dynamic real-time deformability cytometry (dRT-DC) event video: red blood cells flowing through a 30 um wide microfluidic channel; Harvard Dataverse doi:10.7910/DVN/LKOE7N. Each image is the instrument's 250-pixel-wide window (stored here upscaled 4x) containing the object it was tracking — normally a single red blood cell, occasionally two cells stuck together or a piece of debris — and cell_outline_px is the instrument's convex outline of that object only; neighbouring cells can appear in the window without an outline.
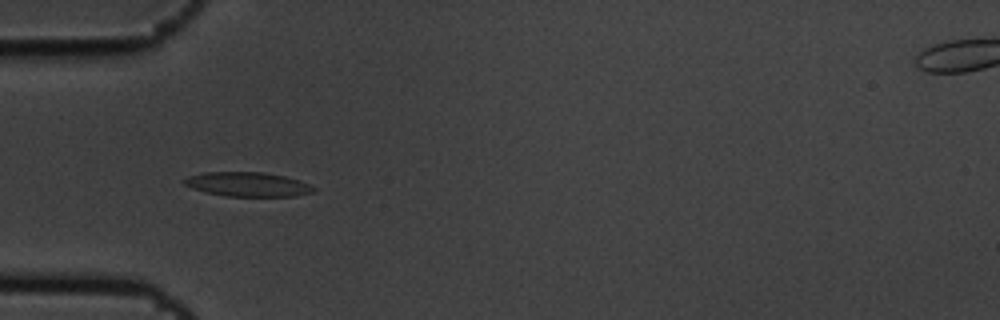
{"species": "common noctule bat (a hibernating species)", "species_latin": "Nyctalus noctula", "temperature_condition": "cold", "stored_images_in_passage": 5, "camera_frame_rate_fps": 3000, "um_per_image_px": 0.085, "animal": {"sex": "male", "body_mass_g": 19.5, "forearm_length_mm": 54.6}, "frame": {"image": 1, "passage_image": 4, "time_ms": 1.0, "image_size_px": [1000, 320], "cell_outline_px": [[316, 188], [312, 192], [296, 196], [224, 196], [192, 188], [184, 184], [180, 180], [188, 176], [204, 172], [264, 172], [284, 176], [300, 180]], "centroid_in_image_um": [21.03, 15.66], "position_along_channel_um": 64.0, "area_um2": 18.32}}
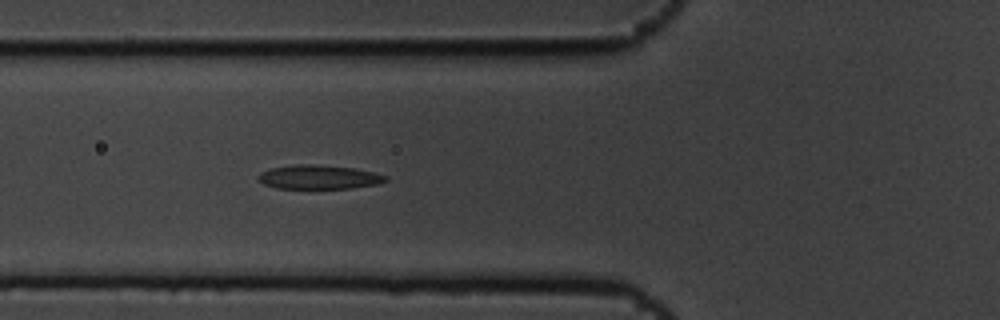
{"frame": {"image": 2, "passage_image": 5, "time_ms": 1.333, "image_size_px": [1000, 320], "cell_outline_px": [[388, 180], [380, 184], [352, 188], [276, 188], [264, 184], [256, 176], [260, 172], [272, 168], [296, 164], [312, 164], [352, 168], [372, 172], [388, 176]], "centroid_in_image_um": [27.11, 15.05], "position_along_channel_um": 98.7, "area_um2": 17.74}}